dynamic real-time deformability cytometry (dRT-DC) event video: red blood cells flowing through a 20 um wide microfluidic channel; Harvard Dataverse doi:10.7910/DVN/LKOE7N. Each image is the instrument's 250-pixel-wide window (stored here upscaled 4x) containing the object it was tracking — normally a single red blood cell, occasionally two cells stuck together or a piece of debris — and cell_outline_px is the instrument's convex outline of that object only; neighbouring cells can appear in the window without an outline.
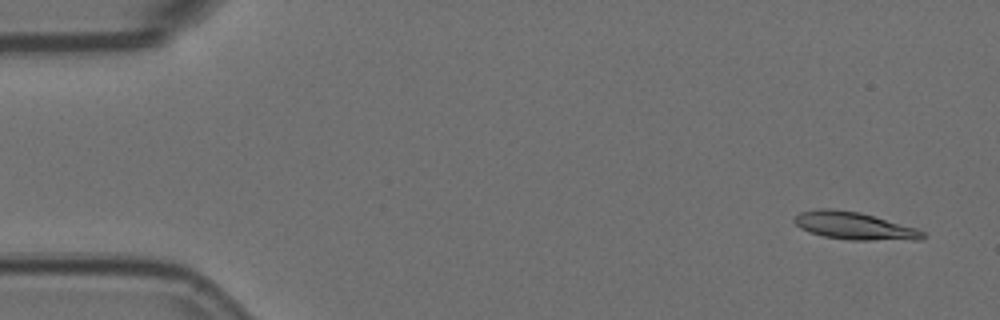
{"species": "Egyptian fruit bat (a non-hibernating species)", "species_latin": "Rousettus aegyptiacus", "temperature_condition": "room temperature", "stored_images_in_passage": 6, "camera_frame_rate_fps": 3000, "um_per_image_px": 0.085, "animal": {"sex": "female"}, "frame": {"image": 1, "passage_image": 1, "time_ms": 0.0, "image_size_px": [1000, 320], "cell_outline_px": [[928, 236], [920, 240], [852, 240], [824, 236], [808, 232], [800, 228], [792, 220], [800, 212], [820, 208], [832, 208], [860, 212], [916, 228], [924, 232]], "centroid_in_image_um": [72.62, 19.2], "position_along_channel_um": 12.4, "area_um2": 20.69}}
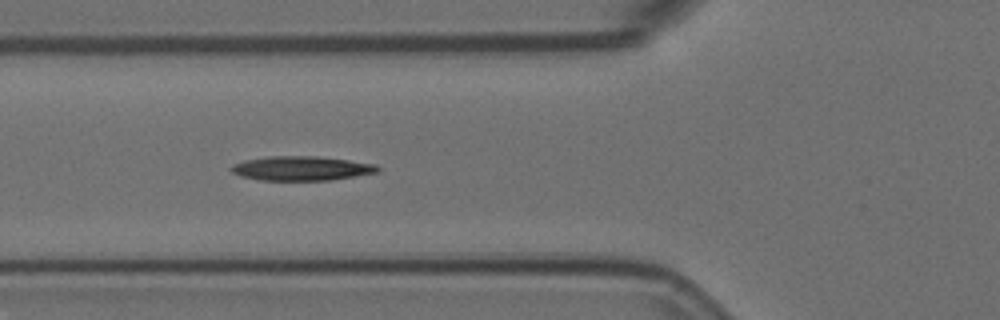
{"frame": {"image": 2, "passage_image": 6, "time_ms": 1.667, "image_size_px": [1000, 320], "cell_outline_px": [[380, 172], [332, 180], [260, 180], [240, 176], [232, 172], [228, 168], [232, 164], [244, 160], [268, 156], [316, 156], [348, 160], [376, 164], [380, 168]], "centroid_in_image_um": [25.61, 14.31], "position_along_channel_um": 100.2, "area_um2": 20.92}}